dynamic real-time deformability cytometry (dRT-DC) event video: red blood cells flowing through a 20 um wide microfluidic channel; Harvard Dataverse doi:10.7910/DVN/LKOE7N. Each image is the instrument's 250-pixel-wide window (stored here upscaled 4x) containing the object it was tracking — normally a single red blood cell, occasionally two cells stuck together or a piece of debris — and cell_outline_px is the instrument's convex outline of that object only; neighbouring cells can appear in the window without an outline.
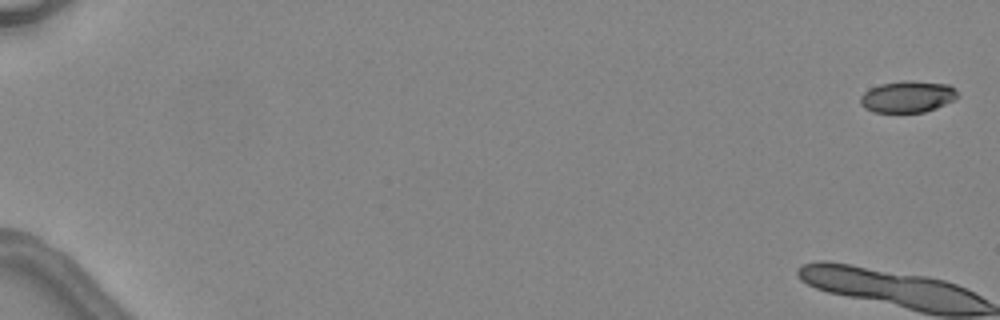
{"species": "common noctule bat (a hibernating species)", "species_latin": "Nyctalus noctula", "temperature_condition": "warm", "stored_images_in_passage": 4, "camera_frame_rate_fps": 3000, "um_per_image_px": 0.085, "animal": {"sex": "female", "body_mass_g": 24.6, "forearm_length_mm": 56.2}, "frame": {"image": 1, "passage_image": 1, "time_ms": 0.0, "image_size_px": [1000, 320], "cell_outline_px": [[960, 96], [956, 100], [936, 108], [924, 112], [872, 112], [864, 108], [860, 104], [860, 96], [868, 88], [880, 84], [904, 80], [912, 80], [948, 84], [956, 88]], "centroid_in_image_um": [77.17, 8.21], "position_along_channel_um": 7.8, "area_um2": 18.32}}